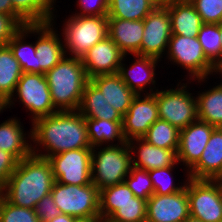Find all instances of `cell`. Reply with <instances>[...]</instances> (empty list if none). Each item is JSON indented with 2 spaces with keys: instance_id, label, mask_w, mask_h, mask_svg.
Here are the masks:
<instances>
[{
  "instance_id": "obj_1",
  "label": "cell",
  "mask_w": 222,
  "mask_h": 222,
  "mask_svg": "<svg viewBox=\"0 0 222 222\" xmlns=\"http://www.w3.org/2000/svg\"><path fill=\"white\" fill-rule=\"evenodd\" d=\"M30 130L35 156L48 159L65 151L92 148L85 118L78 111H58L41 117L32 123Z\"/></svg>"
},
{
  "instance_id": "obj_2",
  "label": "cell",
  "mask_w": 222,
  "mask_h": 222,
  "mask_svg": "<svg viewBox=\"0 0 222 222\" xmlns=\"http://www.w3.org/2000/svg\"><path fill=\"white\" fill-rule=\"evenodd\" d=\"M54 182L50 161L31 154L18 162L1 188V196L13 205L35 209L36 204L50 194Z\"/></svg>"
},
{
  "instance_id": "obj_3",
  "label": "cell",
  "mask_w": 222,
  "mask_h": 222,
  "mask_svg": "<svg viewBox=\"0 0 222 222\" xmlns=\"http://www.w3.org/2000/svg\"><path fill=\"white\" fill-rule=\"evenodd\" d=\"M57 111H78L83 90L90 80L80 58L64 56L45 73Z\"/></svg>"
},
{
  "instance_id": "obj_4",
  "label": "cell",
  "mask_w": 222,
  "mask_h": 222,
  "mask_svg": "<svg viewBox=\"0 0 222 222\" xmlns=\"http://www.w3.org/2000/svg\"><path fill=\"white\" fill-rule=\"evenodd\" d=\"M131 167L132 153L128 142L92 148V183L99 191L124 182Z\"/></svg>"
},
{
  "instance_id": "obj_5",
  "label": "cell",
  "mask_w": 222,
  "mask_h": 222,
  "mask_svg": "<svg viewBox=\"0 0 222 222\" xmlns=\"http://www.w3.org/2000/svg\"><path fill=\"white\" fill-rule=\"evenodd\" d=\"M62 29L65 55L82 59L90 48L108 36V17L72 14Z\"/></svg>"
},
{
  "instance_id": "obj_6",
  "label": "cell",
  "mask_w": 222,
  "mask_h": 222,
  "mask_svg": "<svg viewBox=\"0 0 222 222\" xmlns=\"http://www.w3.org/2000/svg\"><path fill=\"white\" fill-rule=\"evenodd\" d=\"M167 59L177 67L186 70L188 80L201 83L214 75L215 65L205 56L197 37L172 34L168 44ZM197 80V81H196ZM201 81V82H200Z\"/></svg>"
},
{
  "instance_id": "obj_7",
  "label": "cell",
  "mask_w": 222,
  "mask_h": 222,
  "mask_svg": "<svg viewBox=\"0 0 222 222\" xmlns=\"http://www.w3.org/2000/svg\"><path fill=\"white\" fill-rule=\"evenodd\" d=\"M188 82V83H187ZM179 84L174 89L157 90L153 94L158 105L159 119L169 122L179 131L198 120L197 99L187 88Z\"/></svg>"
},
{
  "instance_id": "obj_8",
  "label": "cell",
  "mask_w": 222,
  "mask_h": 222,
  "mask_svg": "<svg viewBox=\"0 0 222 222\" xmlns=\"http://www.w3.org/2000/svg\"><path fill=\"white\" fill-rule=\"evenodd\" d=\"M14 95L24 105L26 111L31 113V123L58 112L53 105L49 85L43 74L22 73L13 96L6 102V109L13 107L15 104L13 101H17Z\"/></svg>"
},
{
  "instance_id": "obj_9",
  "label": "cell",
  "mask_w": 222,
  "mask_h": 222,
  "mask_svg": "<svg viewBox=\"0 0 222 222\" xmlns=\"http://www.w3.org/2000/svg\"><path fill=\"white\" fill-rule=\"evenodd\" d=\"M50 194L63 214L75 218L100 216L99 189L93 183L80 186L55 181Z\"/></svg>"
},
{
  "instance_id": "obj_10",
  "label": "cell",
  "mask_w": 222,
  "mask_h": 222,
  "mask_svg": "<svg viewBox=\"0 0 222 222\" xmlns=\"http://www.w3.org/2000/svg\"><path fill=\"white\" fill-rule=\"evenodd\" d=\"M186 189L190 216L202 222H222L221 180L187 177Z\"/></svg>"
},
{
  "instance_id": "obj_11",
  "label": "cell",
  "mask_w": 222,
  "mask_h": 222,
  "mask_svg": "<svg viewBox=\"0 0 222 222\" xmlns=\"http://www.w3.org/2000/svg\"><path fill=\"white\" fill-rule=\"evenodd\" d=\"M48 160L55 181L80 186L92 183V148L65 151L50 156Z\"/></svg>"
},
{
  "instance_id": "obj_12",
  "label": "cell",
  "mask_w": 222,
  "mask_h": 222,
  "mask_svg": "<svg viewBox=\"0 0 222 222\" xmlns=\"http://www.w3.org/2000/svg\"><path fill=\"white\" fill-rule=\"evenodd\" d=\"M144 31L141 49L137 55L149 56L161 60L168 50L171 38V18L168 8L157 5L143 20Z\"/></svg>"
},
{
  "instance_id": "obj_13",
  "label": "cell",
  "mask_w": 222,
  "mask_h": 222,
  "mask_svg": "<svg viewBox=\"0 0 222 222\" xmlns=\"http://www.w3.org/2000/svg\"><path fill=\"white\" fill-rule=\"evenodd\" d=\"M54 20L50 23L29 24V34L38 35L35 41L36 73L43 74L51 70L65 56L64 42L55 29ZM56 30V31H55ZM57 32V33H56Z\"/></svg>"
},
{
  "instance_id": "obj_14",
  "label": "cell",
  "mask_w": 222,
  "mask_h": 222,
  "mask_svg": "<svg viewBox=\"0 0 222 222\" xmlns=\"http://www.w3.org/2000/svg\"><path fill=\"white\" fill-rule=\"evenodd\" d=\"M158 119L159 112L155 95H136L122 120L126 141L142 138Z\"/></svg>"
},
{
  "instance_id": "obj_15",
  "label": "cell",
  "mask_w": 222,
  "mask_h": 222,
  "mask_svg": "<svg viewBox=\"0 0 222 222\" xmlns=\"http://www.w3.org/2000/svg\"><path fill=\"white\" fill-rule=\"evenodd\" d=\"M214 126L201 120L179 131L178 162L182 163L188 173L200 160L201 154L209 141ZM188 168V169H187Z\"/></svg>"
},
{
  "instance_id": "obj_16",
  "label": "cell",
  "mask_w": 222,
  "mask_h": 222,
  "mask_svg": "<svg viewBox=\"0 0 222 222\" xmlns=\"http://www.w3.org/2000/svg\"><path fill=\"white\" fill-rule=\"evenodd\" d=\"M190 216L186 185L174 194H153L147 200L146 222H182Z\"/></svg>"
},
{
  "instance_id": "obj_17",
  "label": "cell",
  "mask_w": 222,
  "mask_h": 222,
  "mask_svg": "<svg viewBox=\"0 0 222 222\" xmlns=\"http://www.w3.org/2000/svg\"><path fill=\"white\" fill-rule=\"evenodd\" d=\"M124 54L109 36L96 43L82 57L89 79L98 75L116 74Z\"/></svg>"
},
{
  "instance_id": "obj_18",
  "label": "cell",
  "mask_w": 222,
  "mask_h": 222,
  "mask_svg": "<svg viewBox=\"0 0 222 222\" xmlns=\"http://www.w3.org/2000/svg\"><path fill=\"white\" fill-rule=\"evenodd\" d=\"M125 57L127 55H124L123 60L119 66L118 69V75L122 79V81L130 88L131 91H133L136 95L140 94H153L158 89H155V76L157 75L155 73L156 66H159V62L161 60L149 57V56H141V55H133V57L136 59L133 64L126 66L124 63ZM127 67V68H126ZM153 86H150V85ZM149 85V90L146 92V86ZM156 91H153V88ZM145 90V91H144ZM142 92V93H141ZM145 92V93H144Z\"/></svg>"
},
{
  "instance_id": "obj_19",
  "label": "cell",
  "mask_w": 222,
  "mask_h": 222,
  "mask_svg": "<svg viewBox=\"0 0 222 222\" xmlns=\"http://www.w3.org/2000/svg\"><path fill=\"white\" fill-rule=\"evenodd\" d=\"M128 145L132 153V166L139 169L148 171L180 164L177 150L156 147L143 138L131 139Z\"/></svg>"
},
{
  "instance_id": "obj_20",
  "label": "cell",
  "mask_w": 222,
  "mask_h": 222,
  "mask_svg": "<svg viewBox=\"0 0 222 222\" xmlns=\"http://www.w3.org/2000/svg\"><path fill=\"white\" fill-rule=\"evenodd\" d=\"M185 177L197 180H222V128H215L199 162Z\"/></svg>"
},
{
  "instance_id": "obj_21",
  "label": "cell",
  "mask_w": 222,
  "mask_h": 222,
  "mask_svg": "<svg viewBox=\"0 0 222 222\" xmlns=\"http://www.w3.org/2000/svg\"><path fill=\"white\" fill-rule=\"evenodd\" d=\"M143 20L108 18V36L124 55H136L141 49Z\"/></svg>"
},
{
  "instance_id": "obj_22",
  "label": "cell",
  "mask_w": 222,
  "mask_h": 222,
  "mask_svg": "<svg viewBox=\"0 0 222 222\" xmlns=\"http://www.w3.org/2000/svg\"><path fill=\"white\" fill-rule=\"evenodd\" d=\"M164 5L171 18L172 34L197 37L204 24L189 0H168Z\"/></svg>"
},
{
  "instance_id": "obj_23",
  "label": "cell",
  "mask_w": 222,
  "mask_h": 222,
  "mask_svg": "<svg viewBox=\"0 0 222 222\" xmlns=\"http://www.w3.org/2000/svg\"><path fill=\"white\" fill-rule=\"evenodd\" d=\"M90 81L102 92L110 105L124 116L136 94L116 74L98 75Z\"/></svg>"
},
{
  "instance_id": "obj_24",
  "label": "cell",
  "mask_w": 222,
  "mask_h": 222,
  "mask_svg": "<svg viewBox=\"0 0 222 222\" xmlns=\"http://www.w3.org/2000/svg\"><path fill=\"white\" fill-rule=\"evenodd\" d=\"M17 118H9L0 124V149L20 161L32 154V140L31 131L29 134L24 133V127Z\"/></svg>"
},
{
  "instance_id": "obj_25",
  "label": "cell",
  "mask_w": 222,
  "mask_h": 222,
  "mask_svg": "<svg viewBox=\"0 0 222 222\" xmlns=\"http://www.w3.org/2000/svg\"><path fill=\"white\" fill-rule=\"evenodd\" d=\"M78 112L84 118L103 119L109 121H122L123 116L113 108L90 80L83 90Z\"/></svg>"
},
{
  "instance_id": "obj_26",
  "label": "cell",
  "mask_w": 222,
  "mask_h": 222,
  "mask_svg": "<svg viewBox=\"0 0 222 222\" xmlns=\"http://www.w3.org/2000/svg\"><path fill=\"white\" fill-rule=\"evenodd\" d=\"M85 122L92 148L103 145H120L127 142L123 133L122 121L85 118ZM115 141L119 144H114Z\"/></svg>"
},
{
  "instance_id": "obj_27",
  "label": "cell",
  "mask_w": 222,
  "mask_h": 222,
  "mask_svg": "<svg viewBox=\"0 0 222 222\" xmlns=\"http://www.w3.org/2000/svg\"><path fill=\"white\" fill-rule=\"evenodd\" d=\"M213 88L198 92V120L207 122L215 128H222V82Z\"/></svg>"
},
{
  "instance_id": "obj_28",
  "label": "cell",
  "mask_w": 222,
  "mask_h": 222,
  "mask_svg": "<svg viewBox=\"0 0 222 222\" xmlns=\"http://www.w3.org/2000/svg\"><path fill=\"white\" fill-rule=\"evenodd\" d=\"M22 69L8 45L0 46V98L6 103L15 91Z\"/></svg>"
},
{
  "instance_id": "obj_29",
  "label": "cell",
  "mask_w": 222,
  "mask_h": 222,
  "mask_svg": "<svg viewBox=\"0 0 222 222\" xmlns=\"http://www.w3.org/2000/svg\"><path fill=\"white\" fill-rule=\"evenodd\" d=\"M55 2L56 0H12L14 11L27 24L52 22L56 18L53 12Z\"/></svg>"
},
{
  "instance_id": "obj_30",
  "label": "cell",
  "mask_w": 222,
  "mask_h": 222,
  "mask_svg": "<svg viewBox=\"0 0 222 222\" xmlns=\"http://www.w3.org/2000/svg\"><path fill=\"white\" fill-rule=\"evenodd\" d=\"M136 203V196L125 182L99 191L100 217L106 221L122 204Z\"/></svg>"
},
{
  "instance_id": "obj_31",
  "label": "cell",
  "mask_w": 222,
  "mask_h": 222,
  "mask_svg": "<svg viewBox=\"0 0 222 222\" xmlns=\"http://www.w3.org/2000/svg\"><path fill=\"white\" fill-rule=\"evenodd\" d=\"M29 36V24H27L14 35L7 45L17 59L23 73H36L35 43L25 41Z\"/></svg>"
},
{
  "instance_id": "obj_32",
  "label": "cell",
  "mask_w": 222,
  "mask_h": 222,
  "mask_svg": "<svg viewBox=\"0 0 222 222\" xmlns=\"http://www.w3.org/2000/svg\"><path fill=\"white\" fill-rule=\"evenodd\" d=\"M156 6L153 0H110L107 17L144 20Z\"/></svg>"
},
{
  "instance_id": "obj_33",
  "label": "cell",
  "mask_w": 222,
  "mask_h": 222,
  "mask_svg": "<svg viewBox=\"0 0 222 222\" xmlns=\"http://www.w3.org/2000/svg\"><path fill=\"white\" fill-rule=\"evenodd\" d=\"M142 138L160 148L178 150L179 147V130L162 119L155 121Z\"/></svg>"
},
{
  "instance_id": "obj_34",
  "label": "cell",
  "mask_w": 222,
  "mask_h": 222,
  "mask_svg": "<svg viewBox=\"0 0 222 222\" xmlns=\"http://www.w3.org/2000/svg\"><path fill=\"white\" fill-rule=\"evenodd\" d=\"M197 38L205 56L216 65L222 59L220 24L204 23Z\"/></svg>"
},
{
  "instance_id": "obj_35",
  "label": "cell",
  "mask_w": 222,
  "mask_h": 222,
  "mask_svg": "<svg viewBox=\"0 0 222 222\" xmlns=\"http://www.w3.org/2000/svg\"><path fill=\"white\" fill-rule=\"evenodd\" d=\"M175 166H168L165 168H158L153 170H148L150 179L152 180V185L154 188V194L156 195H168L174 194L181 191L187 182V179L183 181L184 183L175 184L173 181V173H171ZM183 184V185H182Z\"/></svg>"
},
{
  "instance_id": "obj_36",
  "label": "cell",
  "mask_w": 222,
  "mask_h": 222,
  "mask_svg": "<svg viewBox=\"0 0 222 222\" xmlns=\"http://www.w3.org/2000/svg\"><path fill=\"white\" fill-rule=\"evenodd\" d=\"M124 182L137 198L147 201L154 194L152 180L147 170L132 166Z\"/></svg>"
},
{
  "instance_id": "obj_37",
  "label": "cell",
  "mask_w": 222,
  "mask_h": 222,
  "mask_svg": "<svg viewBox=\"0 0 222 222\" xmlns=\"http://www.w3.org/2000/svg\"><path fill=\"white\" fill-rule=\"evenodd\" d=\"M147 201L136 197V203H126L107 219L108 222H146Z\"/></svg>"
},
{
  "instance_id": "obj_38",
  "label": "cell",
  "mask_w": 222,
  "mask_h": 222,
  "mask_svg": "<svg viewBox=\"0 0 222 222\" xmlns=\"http://www.w3.org/2000/svg\"><path fill=\"white\" fill-rule=\"evenodd\" d=\"M0 222H40L31 208L19 207L0 196Z\"/></svg>"
},
{
  "instance_id": "obj_39",
  "label": "cell",
  "mask_w": 222,
  "mask_h": 222,
  "mask_svg": "<svg viewBox=\"0 0 222 222\" xmlns=\"http://www.w3.org/2000/svg\"><path fill=\"white\" fill-rule=\"evenodd\" d=\"M200 15L203 23L220 24L222 0H189Z\"/></svg>"
},
{
  "instance_id": "obj_40",
  "label": "cell",
  "mask_w": 222,
  "mask_h": 222,
  "mask_svg": "<svg viewBox=\"0 0 222 222\" xmlns=\"http://www.w3.org/2000/svg\"><path fill=\"white\" fill-rule=\"evenodd\" d=\"M110 0H77V7L80 12L75 13L79 16H107Z\"/></svg>"
},
{
  "instance_id": "obj_41",
  "label": "cell",
  "mask_w": 222,
  "mask_h": 222,
  "mask_svg": "<svg viewBox=\"0 0 222 222\" xmlns=\"http://www.w3.org/2000/svg\"><path fill=\"white\" fill-rule=\"evenodd\" d=\"M35 214L40 222H49L62 211L57 207L51 194L44 196L35 206Z\"/></svg>"
},
{
  "instance_id": "obj_42",
  "label": "cell",
  "mask_w": 222,
  "mask_h": 222,
  "mask_svg": "<svg viewBox=\"0 0 222 222\" xmlns=\"http://www.w3.org/2000/svg\"><path fill=\"white\" fill-rule=\"evenodd\" d=\"M22 27L13 16L0 13V46L7 45Z\"/></svg>"
},
{
  "instance_id": "obj_43",
  "label": "cell",
  "mask_w": 222,
  "mask_h": 222,
  "mask_svg": "<svg viewBox=\"0 0 222 222\" xmlns=\"http://www.w3.org/2000/svg\"><path fill=\"white\" fill-rule=\"evenodd\" d=\"M18 162L12 154L0 149V188L8 182Z\"/></svg>"
},
{
  "instance_id": "obj_44",
  "label": "cell",
  "mask_w": 222,
  "mask_h": 222,
  "mask_svg": "<svg viewBox=\"0 0 222 222\" xmlns=\"http://www.w3.org/2000/svg\"><path fill=\"white\" fill-rule=\"evenodd\" d=\"M0 13L13 16L22 26L27 23L14 11L12 0H0Z\"/></svg>"
},
{
  "instance_id": "obj_45",
  "label": "cell",
  "mask_w": 222,
  "mask_h": 222,
  "mask_svg": "<svg viewBox=\"0 0 222 222\" xmlns=\"http://www.w3.org/2000/svg\"><path fill=\"white\" fill-rule=\"evenodd\" d=\"M76 218L67 214H60L57 215L55 218H53L49 222H73Z\"/></svg>"
},
{
  "instance_id": "obj_46",
  "label": "cell",
  "mask_w": 222,
  "mask_h": 222,
  "mask_svg": "<svg viewBox=\"0 0 222 222\" xmlns=\"http://www.w3.org/2000/svg\"><path fill=\"white\" fill-rule=\"evenodd\" d=\"M73 222H104L100 216H93L87 218H76Z\"/></svg>"
},
{
  "instance_id": "obj_47",
  "label": "cell",
  "mask_w": 222,
  "mask_h": 222,
  "mask_svg": "<svg viewBox=\"0 0 222 222\" xmlns=\"http://www.w3.org/2000/svg\"><path fill=\"white\" fill-rule=\"evenodd\" d=\"M214 75L218 74L222 77V59L215 65Z\"/></svg>"
},
{
  "instance_id": "obj_48",
  "label": "cell",
  "mask_w": 222,
  "mask_h": 222,
  "mask_svg": "<svg viewBox=\"0 0 222 222\" xmlns=\"http://www.w3.org/2000/svg\"><path fill=\"white\" fill-rule=\"evenodd\" d=\"M182 222H202V221H200L199 219H197V218H194V217H192V216H189V217H187L184 221H182Z\"/></svg>"
},
{
  "instance_id": "obj_49",
  "label": "cell",
  "mask_w": 222,
  "mask_h": 222,
  "mask_svg": "<svg viewBox=\"0 0 222 222\" xmlns=\"http://www.w3.org/2000/svg\"><path fill=\"white\" fill-rule=\"evenodd\" d=\"M157 5H162L166 3L168 0H153Z\"/></svg>"
},
{
  "instance_id": "obj_50",
  "label": "cell",
  "mask_w": 222,
  "mask_h": 222,
  "mask_svg": "<svg viewBox=\"0 0 222 222\" xmlns=\"http://www.w3.org/2000/svg\"><path fill=\"white\" fill-rule=\"evenodd\" d=\"M0 108H6V103L0 98Z\"/></svg>"
},
{
  "instance_id": "obj_51",
  "label": "cell",
  "mask_w": 222,
  "mask_h": 222,
  "mask_svg": "<svg viewBox=\"0 0 222 222\" xmlns=\"http://www.w3.org/2000/svg\"><path fill=\"white\" fill-rule=\"evenodd\" d=\"M220 36H221V47H222V24L220 23Z\"/></svg>"
},
{
  "instance_id": "obj_52",
  "label": "cell",
  "mask_w": 222,
  "mask_h": 222,
  "mask_svg": "<svg viewBox=\"0 0 222 222\" xmlns=\"http://www.w3.org/2000/svg\"><path fill=\"white\" fill-rule=\"evenodd\" d=\"M4 109H6V108H0V113L3 112Z\"/></svg>"
}]
</instances>
